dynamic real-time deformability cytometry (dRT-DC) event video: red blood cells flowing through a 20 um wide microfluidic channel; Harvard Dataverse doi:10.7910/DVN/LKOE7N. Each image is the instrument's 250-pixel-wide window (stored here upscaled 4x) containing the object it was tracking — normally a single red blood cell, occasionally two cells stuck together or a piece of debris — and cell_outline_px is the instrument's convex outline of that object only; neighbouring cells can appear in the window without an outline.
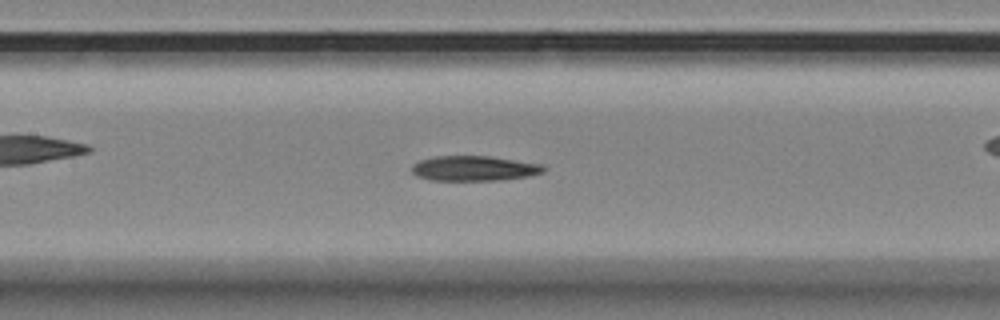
{"species": "Egyptian fruit bat (a non-hibernating species)", "species_latin": "Rousettus aegyptiacus", "temperature_condition": "room temperature", "stored_images_in_passage": 57, "camera_frame_rate_fps": 3000, "um_per_image_px": 0.085, "animal": {"sex": "female"}, "frame": {"image": 1, "passage_image": 25, "time_ms": 8.0, "image_size_px": [1000, 320], "cell_outline_px": [[548, 168], [544, 172], [528, 176], [496, 180], [432, 180], [416, 176], [412, 172], [412, 164], [420, 160], [436, 156], [488, 156], [544, 164]], "centroid_in_image_um": [40.32, 14.3], "position_along_channel_um": 167.1, "area_um2": 19.25}}